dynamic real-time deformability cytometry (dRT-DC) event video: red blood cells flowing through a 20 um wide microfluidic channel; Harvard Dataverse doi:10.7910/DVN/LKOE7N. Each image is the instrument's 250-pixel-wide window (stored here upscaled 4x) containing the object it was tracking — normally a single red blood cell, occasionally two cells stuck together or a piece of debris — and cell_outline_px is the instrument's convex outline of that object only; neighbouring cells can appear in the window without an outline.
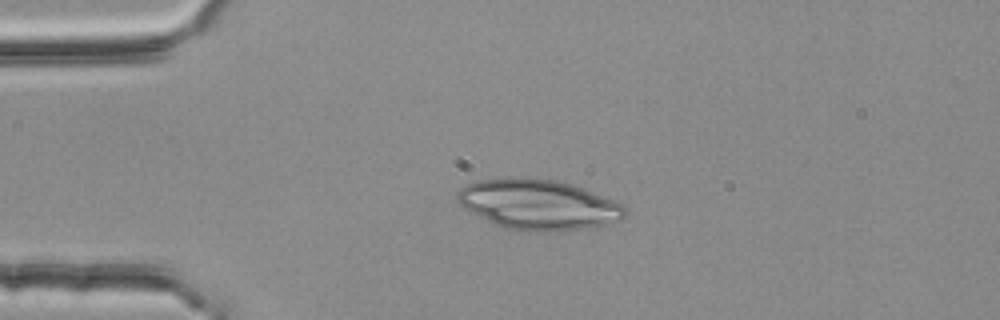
{"species": "common noctule bat (a hibernating species)", "species_latin": "Nyctalus noctula", "temperature_condition": "room temperature", "stored_images_in_passage": 2, "camera_frame_rate_fps": 3000, "um_per_image_px": 0.085, "animal": {"sex": "female", "body_mass_g": 25.1}, "frame": {"image": 1, "passage_image": 2, "time_ms": 0.333, "image_size_px": [1000, 320], "cell_outline_px": [[624, 216], [620, 220], [592, 228], [556, 232], [540, 232], [504, 228], [464, 208], [456, 200], [456, 196], [460, 188], [468, 184], [480, 180], [512, 176], [524, 176], [556, 180], [572, 184], [584, 188], [612, 200], [620, 204], [624, 208]], "centroid_in_image_um": [45.74, 17.38], "position_along_channel_um": 39.3, "area_um2": 49.19}}